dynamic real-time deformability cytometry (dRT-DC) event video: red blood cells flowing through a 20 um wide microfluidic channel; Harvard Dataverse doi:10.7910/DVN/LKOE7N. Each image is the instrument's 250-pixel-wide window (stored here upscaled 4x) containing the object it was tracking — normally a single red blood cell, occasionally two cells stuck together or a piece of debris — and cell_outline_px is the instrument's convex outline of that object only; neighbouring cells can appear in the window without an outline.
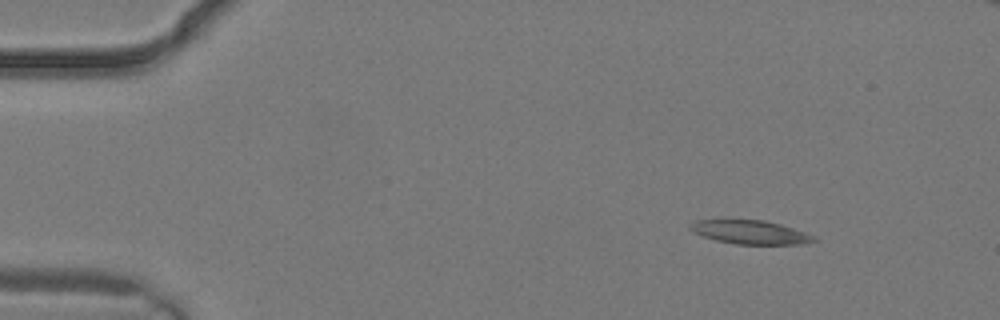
{"species": "common noctule bat (a hibernating species)", "species_latin": "Nyctalus noctula", "temperature_condition": "warm", "stored_images_in_passage": 3, "camera_frame_rate_fps": 3000, "um_per_image_px": 0.085, "animal": {"sex": "male", "body_mass_g": 19.2, "forearm_length_mm": 51.8}, "frame": {"image": 1, "passage_image": 1, "time_ms": 0.0, "image_size_px": [1000, 320], "cell_outline_px": [[816, 240], [800, 244], [736, 244], [716, 240], [692, 232], [688, 228], [688, 224], [696, 220], [764, 220], [780, 224], [816, 236]], "centroid_in_image_um": [63.73, 19.73], "position_along_channel_um": 21.3, "area_um2": 16.94}}